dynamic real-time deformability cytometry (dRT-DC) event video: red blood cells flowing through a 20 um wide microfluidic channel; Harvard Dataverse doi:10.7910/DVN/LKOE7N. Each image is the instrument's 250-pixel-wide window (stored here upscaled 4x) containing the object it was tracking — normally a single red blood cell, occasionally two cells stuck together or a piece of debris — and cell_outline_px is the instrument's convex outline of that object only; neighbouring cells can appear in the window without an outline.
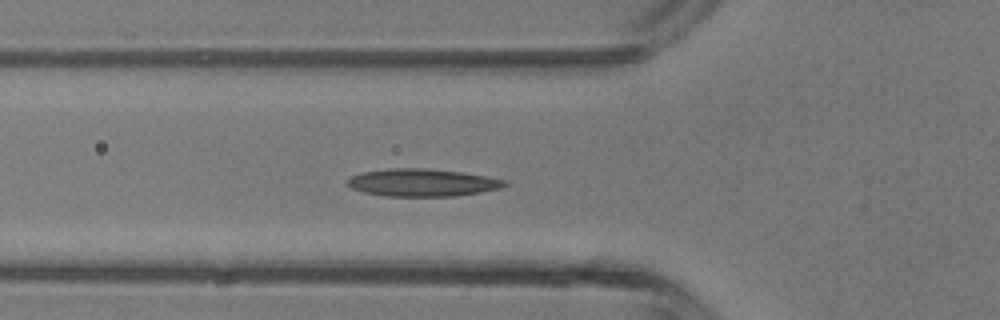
{"species": "common noctule bat (a hibernating species)", "species_latin": "Nyctalus noctula", "temperature_condition": "room temperature", "stored_images_in_passage": 28, "camera_frame_rate_fps": 3000, "um_per_image_px": 0.085, "animal": {"sex": "male", "body_mass_g": 13.3}, "frame": {"image": 1, "passage_image": 6, "time_ms": 1.667, "image_size_px": [1000, 320], "cell_outline_px": [[508, 184], [500, 188], [480, 192], [456, 196], [388, 196], [364, 192], [352, 188], [348, 184], [348, 180], [352, 176], [364, 172], [388, 168], [424, 168], [464, 172], [504, 180]], "centroid_in_image_um": [35.91, 15.52], "position_along_channel_um": 89.9, "area_um2": 24.97}}
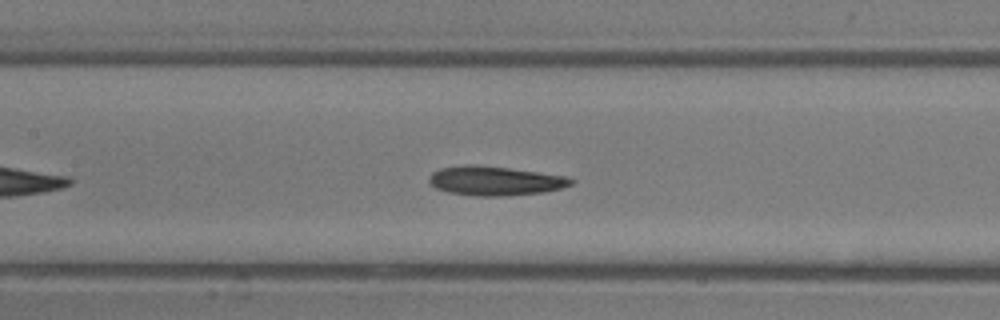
{"frame": {"image": 2, "passage_image": 11, "time_ms": 3.333, "image_size_px": [1000, 320], "cell_outline_px": [[576, 180], [572, 184], [560, 188], [544, 192], [504, 196], [476, 196], [448, 192], [436, 188], [428, 180], [432, 172], [440, 168], [464, 164], [468, 164], [508, 168], [568, 176]], "centroid_in_image_um": [42.08, 15.37], "position_along_channel_um": 165.3, "area_um2": 24.16}}
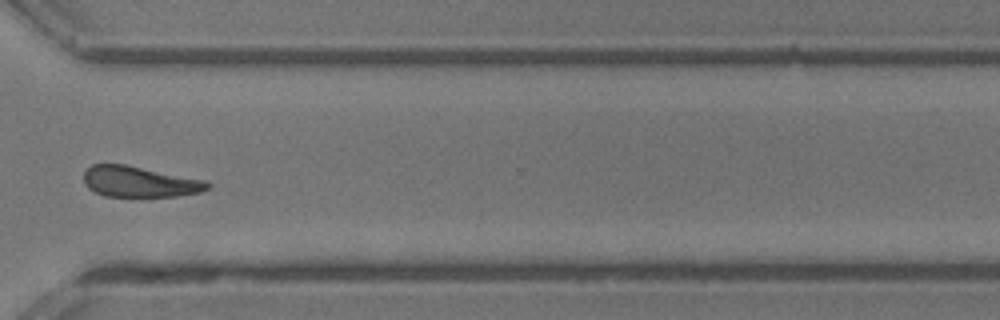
{"frame": {"image": 3, "passage_image": 24, "time_ms": 7.667, "image_size_px": [1000, 320], "cell_outline_px": [[212, 184], [208, 188], [200, 192], [176, 196], [104, 196], [88, 188], [84, 184], [84, 172], [92, 164], [124, 164], [208, 180]], "centroid_in_image_um": [11.88, 15.44], "position_along_channel_um": 358.7, "area_um2": 22.25}, "authors_computed_cell_mechanics": {"area_um2": 23.8714, "velocity_mm_per_s": 4.4793, "shape_relaxation_time_tau1_ms": 4.1582, "shape_relaxation_time_tau2_ms": 4.0029, "deformation_change_tau1": 0.1282, "deformation_change_tau2": 0.1131}}